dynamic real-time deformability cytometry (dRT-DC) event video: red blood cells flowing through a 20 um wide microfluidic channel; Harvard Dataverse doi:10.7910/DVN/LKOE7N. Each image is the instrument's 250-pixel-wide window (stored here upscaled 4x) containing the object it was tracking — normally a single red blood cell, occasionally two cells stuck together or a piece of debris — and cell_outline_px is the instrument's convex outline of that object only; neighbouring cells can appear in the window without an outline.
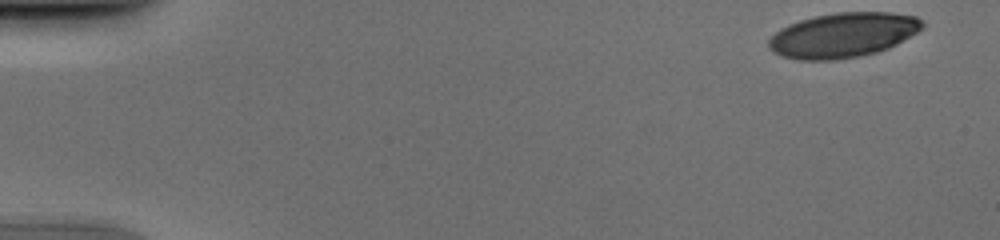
{"species": "human", "species_latin": "Homo sapiens", "temperature_condition": "cold", "stored_images_in_passage": 50, "camera_frame_rate_fps": 3000, "um_per_image_px": 0.085, "donor": {"sex": "male"}, "frame": {"image": 1, "passage_image": 1, "time_ms": 0.0, "image_size_px": [1000, 240], "cell_outline_px": [[924, 24], [916, 32], [896, 44], [888, 48], [876, 52], [860, 56], [836, 60], [800, 60], [780, 56], [772, 52], [768, 48], [768, 40], [780, 28], [788, 24], [812, 16], [836, 12], [892, 12], [916, 16]], "centroid_in_image_um": [71.6, 2.98], "position_along_channel_um": 13.4, "area_um2": 40.17}}
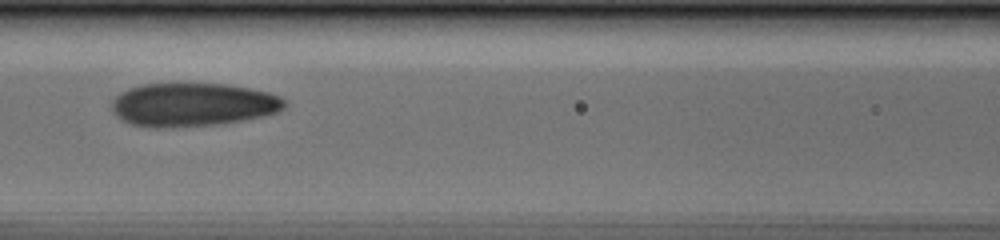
{"frame": {"image": 2, "passage_image": 22, "time_ms": 7.0, "image_size_px": [1000, 240], "cell_outline_px": [[288, 104], [284, 108], [276, 112], [264, 116], [244, 120], [216, 124], [156, 128], [152, 128], [132, 124], [116, 116], [112, 112], [112, 100], [120, 92], [128, 88], [140, 84], [228, 84], [268, 92], [280, 96], [288, 100]], "centroid_in_image_um": [16.4, 8.89], "position_along_channel_um": 150.2, "area_um2": 43.87}}
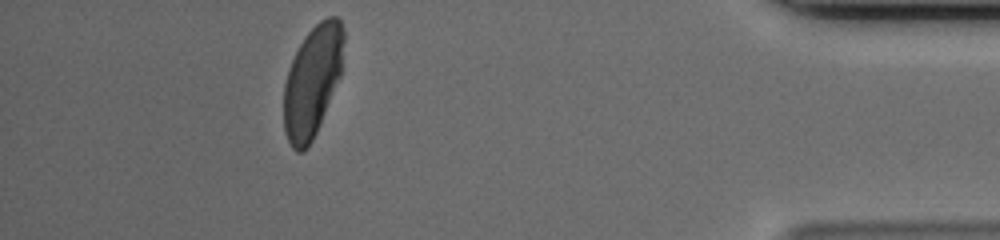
{"frame": {"image": 3, "passage_image": 45, "time_ms": 14.667, "image_size_px": [1000, 240], "cell_outline_px": [[344, 40], [340, 76], [316, 132], [312, 140], [304, 152], [296, 152], [292, 148], [284, 132], [284, 84], [288, 68], [304, 36], [320, 20], [328, 16], [336, 16], [340, 20], [344, 32]], "centroid_in_image_um": [26.54, 6.89], "position_along_channel_um": 408.7, "area_um2": 38.61}}